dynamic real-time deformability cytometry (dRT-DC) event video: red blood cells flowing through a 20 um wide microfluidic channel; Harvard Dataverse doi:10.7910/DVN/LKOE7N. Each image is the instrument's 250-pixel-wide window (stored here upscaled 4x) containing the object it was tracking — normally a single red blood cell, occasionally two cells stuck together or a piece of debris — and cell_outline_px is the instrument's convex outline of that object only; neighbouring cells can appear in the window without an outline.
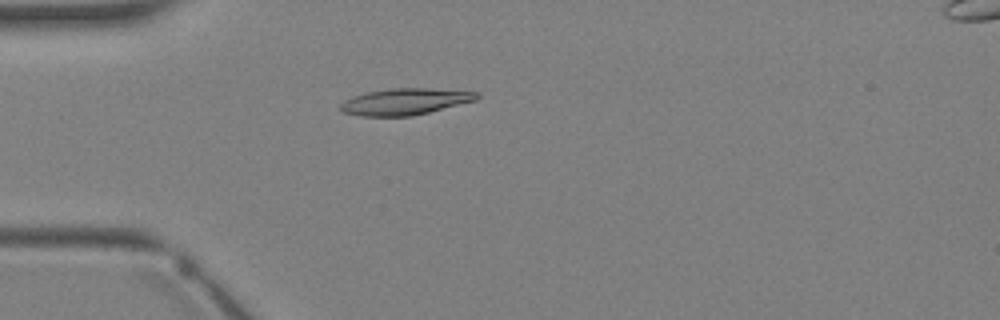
{"species": "Egyptian fruit bat (a non-hibernating species)", "species_latin": "Rousettus aegyptiacus", "temperature_condition": "warm", "stored_images_in_passage": 4, "camera_frame_rate_fps": 3000, "um_per_image_px": 0.085, "animal": {"sex": "female"}, "frame": {"image": 1, "passage_image": 4, "time_ms": 4.333, "image_size_px": [1000, 320], "cell_outline_px": [[480, 96], [476, 100], [412, 116], [360, 116], [344, 112], [340, 108], [340, 104], [344, 100], [352, 96], [368, 92], [388, 88], [428, 88], [476, 92]], "centroid_in_image_um": [34.39, 8.63], "position_along_channel_um": 50.6, "area_um2": 20.87}}